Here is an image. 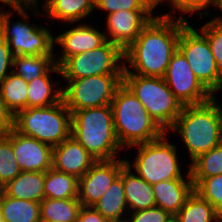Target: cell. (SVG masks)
I'll use <instances>...</instances> for the list:
<instances>
[{"mask_svg": "<svg viewBox=\"0 0 222 222\" xmlns=\"http://www.w3.org/2000/svg\"><path fill=\"white\" fill-rule=\"evenodd\" d=\"M187 23V19L179 16H154L124 51V60L129 65L124 61L123 73L163 78L173 54L178 50L181 29Z\"/></svg>", "mask_w": 222, "mask_h": 222, "instance_id": "obj_1", "label": "cell"}, {"mask_svg": "<svg viewBox=\"0 0 222 222\" xmlns=\"http://www.w3.org/2000/svg\"><path fill=\"white\" fill-rule=\"evenodd\" d=\"M179 133L192 162L222 143V107L216 96L198 105H185L168 130Z\"/></svg>", "mask_w": 222, "mask_h": 222, "instance_id": "obj_2", "label": "cell"}, {"mask_svg": "<svg viewBox=\"0 0 222 222\" xmlns=\"http://www.w3.org/2000/svg\"><path fill=\"white\" fill-rule=\"evenodd\" d=\"M111 107L114 130L124 150L167 134L123 83L116 89Z\"/></svg>", "mask_w": 222, "mask_h": 222, "instance_id": "obj_3", "label": "cell"}, {"mask_svg": "<svg viewBox=\"0 0 222 222\" xmlns=\"http://www.w3.org/2000/svg\"><path fill=\"white\" fill-rule=\"evenodd\" d=\"M71 136L97 161L121 158L111 105L85 108L71 114Z\"/></svg>", "mask_w": 222, "mask_h": 222, "instance_id": "obj_4", "label": "cell"}, {"mask_svg": "<svg viewBox=\"0 0 222 222\" xmlns=\"http://www.w3.org/2000/svg\"><path fill=\"white\" fill-rule=\"evenodd\" d=\"M28 10H33V13L37 16L40 14L39 10H34L27 6L12 10V12L1 11L0 35L7 41L10 51L14 56L55 55L53 33L47 27H43V25L38 26L28 23L30 21L28 19ZM15 13L23 19L21 21H14L15 23H13L10 17H13Z\"/></svg>", "mask_w": 222, "mask_h": 222, "instance_id": "obj_5", "label": "cell"}, {"mask_svg": "<svg viewBox=\"0 0 222 222\" xmlns=\"http://www.w3.org/2000/svg\"><path fill=\"white\" fill-rule=\"evenodd\" d=\"M13 128L54 147L71 135V111L63 99L49 107H31L18 111Z\"/></svg>", "mask_w": 222, "mask_h": 222, "instance_id": "obj_6", "label": "cell"}, {"mask_svg": "<svg viewBox=\"0 0 222 222\" xmlns=\"http://www.w3.org/2000/svg\"><path fill=\"white\" fill-rule=\"evenodd\" d=\"M166 135L168 136V133L157 140L129 147H137V154L134 162L125 159L127 166L133 167L134 172L151 185L170 179L191 178L189 169L186 177L182 174L177 157L178 148L169 142Z\"/></svg>", "mask_w": 222, "mask_h": 222, "instance_id": "obj_7", "label": "cell"}, {"mask_svg": "<svg viewBox=\"0 0 222 222\" xmlns=\"http://www.w3.org/2000/svg\"><path fill=\"white\" fill-rule=\"evenodd\" d=\"M122 83L134 94L146 111L167 132L180 115L183 105L160 77L123 73Z\"/></svg>", "mask_w": 222, "mask_h": 222, "instance_id": "obj_8", "label": "cell"}, {"mask_svg": "<svg viewBox=\"0 0 222 222\" xmlns=\"http://www.w3.org/2000/svg\"><path fill=\"white\" fill-rule=\"evenodd\" d=\"M123 74H103L79 79H65L62 99L71 111L111 105Z\"/></svg>", "mask_w": 222, "mask_h": 222, "instance_id": "obj_9", "label": "cell"}, {"mask_svg": "<svg viewBox=\"0 0 222 222\" xmlns=\"http://www.w3.org/2000/svg\"><path fill=\"white\" fill-rule=\"evenodd\" d=\"M189 23L181 29L178 50L187 60L199 82L215 96L220 92L218 64L207 38Z\"/></svg>", "mask_w": 222, "mask_h": 222, "instance_id": "obj_10", "label": "cell"}, {"mask_svg": "<svg viewBox=\"0 0 222 222\" xmlns=\"http://www.w3.org/2000/svg\"><path fill=\"white\" fill-rule=\"evenodd\" d=\"M124 61V51L118 45L106 41L99 48L68 57L60 65V71L64 79L123 74Z\"/></svg>", "mask_w": 222, "mask_h": 222, "instance_id": "obj_11", "label": "cell"}, {"mask_svg": "<svg viewBox=\"0 0 222 222\" xmlns=\"http://www.w3.org/2000/svg\"><path fill=\"white\" fill-rule=\"evenodd\" d=\"M163 79L183 106L202 104L214 97L199 82L179 50L173 54Z\"/></svg>", "mask_w": 222, "mask_h": 222, "instance_id": "obj_12", "label": "cell"}, {"mask_svg": "<svg viewBox=\"0 0 222 222\" xmlns=\"http://www.w3.org/2000/svg\"><path fill=\"white\" fill-rule=\"evenodd\" d=\"M125 159L98 160L78 180V200L82 206L92 207L120 175Z\"/></svg>", "mask_w": 222, "mask_h": 222, "instance_id": "obj_13", "label": "cell"}, {"mask_svg": "<svg viewBox=\"0 0 222 222\" xmlns=\"http://www.w3.org/2000/svg\"><path fill=\"white\" fill-rule=\"evenodd\" d=\"M153 10H120L106 16L107 41L125 51L154 17Z\"/></svg>", "mask_w": 222, "mask_h": 222, "instance_id": "obj_14", "label": "cell"}, {"mask_svg": "<svg viewBox=\"0 0 222 222\" xmlns=\"http://www.w3.org/2000/svg\"><path fill=\"white\" fill-rule=\"evenodd\" d=\"M13 153L22 172H46L52 168V149L47 143L11 129Z\"/></svg>", "mask_w": 222, "mask_h": 222, "instance_id": "obj_15", "label": "cell"}, {"mask_svg": "<svg viewBox=\"0 0 222 222\" xmlns=\"http://www.w3.org/2000/svg\"><path fill=\"white\" fill-rule=\"evenodd\" d=\"M77 24L79 25H73L70 30L67 29L54 37V43L60 45L62 50L54 55L59 56L55 57V64L58 66L68 57L99 48L107 41L105 33L100 32L96 27L90 24Z\"/></svg>", "mask_w": 222, "mask_h": 222, "instance_id": "obj_16", "label": "cell"}, {"mask_svg": "<svg viewBox=\"0 0 222 222\" xmlns=\"http://www.w3.org/2000/svg\"><path fill=\"white\" fill-rule=\"evenodd\" d=\"M97 160L71 135L52 149V168L80 179Z\"/></svg>", "mask_w": 222, "mask_h": 222, "instance_id": "obj_17", "label": "cell"}, {"mask_svg": "<svg viewBox=\"0 0 222 222\" xmlns=\"http://www.w3.org/2000/svg\"><path fill=\"white\" fill-rule=\"evenodd\" d=\"M156 206L170 214H177L193 192L191 178L170 179L152 185Z\"/></svg>", "mask_w": 222, "mask_h": 222, "instance_id": "obj_18", "label": "cell"}, {"mask_svg": "<svg viewBox=\"0 0 222 222\" xmlns=\"http://www.w3.org/2000/svg\"><path fill=\"white\" fill-rule=\"evenodd\" d=\"M128 212H136L156 206L152 185L138 176L127 164L121 169Z\"/></svg>", "mask_w": 222, "mask_h": 222, "instance_id": "obj_19", "label": "cell"}, {"mask_svg": "<svg viewBox=\"0 0 222 222\" xmlns=\"http://www.w3.org/2000/svg\"><path fill=\"white\" fill-rule=\"evenodd\" d=\"M45 172H21L1 190L9 197L41 202L44 194Z\"/></svg>", "mask_w": 222, "mask_h": 222, "instance_id": "obj_20", "label": "cell"}, {"mask_svg": "<svg viewBox=\"0 0 222 222\" xmlns=\"http://www.w3.org/2000/svg\"><path fill=\"white\" fill-rule=\"evenodd\" d=\"M51 73L61 76L60 66L55 64L44 76L28 83L27 108L49 107L62 100L63 88L54 86L58 81H52L53 78L49 76Z\"/></svg>", "mask_w": 222, "mask_h": 222, "instance_id": "obj_21", "label": "cell"}, {"mask_svg": "<svg viewBox=\"0 0 222 222\" xmlns=\"http://www.w3.org/2000/svg\"><path fill=\"white\" fill-rule=\"evenodd\" d=\"M109 222H124L128 214L123 179L118 176L92 206Z\"/></svg>", "mask_w": 222, "mask_h": 222, "instance_id": "obj_22", "label": "cell"}, {"mask_svg": "<svg viewBox=\"0 0 222 222\" xmlns=\"http://www.w3.org/2000/svg\"><path fill=\"white\" fill-rule=\"evenodd\" d=\"M93 11V0H53L45 8L44 16L71 24L84 20Z\"/></svg>", "mask_w": 222, "mask_h": 222, "instance_id": "obj_23", "label": "cell"}, {"mask_svg": "<svg viewBox=\"0 0 222 222\" xmlns=\"http://www.w3.org/2000/svg\"><path fill=\"white\" fill-rule=\"evenodd\" d=\"M0 209L4 222H41L40 203L14 199L0 192Z\"/></svg>", "mask_w": 222, "mask_h": 222, "instance_id": "obj_24", "label": "cell"}, {"mask_svg": "<svg viewBox=\"0 0 222 222\" xmlns=\"http://www.w3.org/2000/svg\"><path fill=\"white\" fill-rule=\"evenodd\" d=\"M81 207L78 198H44L40 202V219L41 222H77Z\"/></svg>", "mask_w": 222, "mask_h": 222, "instance_id": "obj_25", "label": "cell"}, {"mask_svg": "<svg viewBox=\"0 0 222 222\" xmlns=\"http://www.w3.org/2000/svg\"><path fill=\"white\" fill-rule=\"evenodd\" d=\"M78 180L75 176L50 168L45 172V198L72 199L78 198Z\"/></svg>", "mask_w": 222, "mask_h": 222, "instance_id": "obj_26", "label": "cell"}, {"mask_svg": "<svg viewBox=\"0 0 222 222\" xmlns=\"http://www.w3.org/2000/svg\"><path fill=\"white\" fill-rule=\"evenodd\" d=\"M176 216L179 222H219L221 218L215 208L194 190Z\"/></svg>", "mask_w": 222, "mask_h": 222, "instance_id": "obj_27", "label": "cell"}, {"mask_svg": "<svg viewBox=\"0 0 222 222\" xmlns=\"http://www.w3.org/2000/svg\"><path fill=\"white\" fill-rule=\"evenodd\" d=\"M27 96L28 83L14 72L8 74L0 83V97L13 116L27 108Z\"/></svg>", "mask_w": 222, "mask_h": 222, "instance_id": "obj_28", "label": "cell"}, {"mask_svg": "<svg viewBox=\"0 0 222 222\" xmlns=\"http://www.w3.org/2000/svg\"><path fill=\"white\" fill-rule=\"evenodd\" d=\"M55 65L54 55L13 56L12 72L29 83L44 76Z\"/></svg>", "mask_w": 222, "mask_h": 222, "instance_id": "obj_29", "label": "cell"}, {"mask_svg": "<svg viewBox=\"0 0 222 222\" xmlns=\"http://www.w3.org/2000/svg\"><path fill=\"white\" fill-rule=\"evenodd\" d=\"M188 168L191 179H204L222 174V143L199 155Z\"/></svg>", "mask_w": 222, "mask_h": 222, "instance_id": "obj_30", "label": "cell"}, {"mask_svg": "<svg viewBox=\"0 0 222 222\" xmlns=\"http://www.w3.org/2000/svg\"><path fill=\"white\" fill-rule=\"evenodd\" d=\"M11 143V130L0 135V188L21 173Z\"/></svg>", "mask_w": 222, "mask_h": 222, "instance_id": "obj_31", "label": "cell"}, {"mask_svg": "<svg viewBox=\"0 0 222 222\" xmlns=\"http://www.w3.org/2000/svg\"><path fill=\"white\" fill-rule=\"evenodd\" d=\"M196 191L222 217V174L204 179H191Z\"/></svg>", "mask_w": 222, "mask_h": 222, "instance_id": "obj_32", "label": "cell"}, {"mask_svg": "<svg viewBox=\"0 0 222 222\" xmlns=\"http://www.w3.org/2000/svg\"><path fill=\"white\" fill-rule=\"evenodd\" d=\"M168 3L171 6V10L167 13H164L162 17H174L173 14L177 10L181 12V18H185V14L199 13V16L204 18V16H210L212 13H209L206 9L211 7L212 0H158V6L162 3ZM202 10V11H201ZM205 10V11H204ZM201 11V13L199 12Z\"/></svg>", "mask_w": 222, "mask_h": 222, "instance_id": "obj_33", "label": "cell"}, {"mask_svg": "<svg viewBox=\"0 0 222 222\" xmlns=\"http://www.w3.org/2000/svg\"><path fill=\"white\" fill-rule=\"evenodd\" d=\"M94 10H102L111 14L120 10H153L146 0H96Z\"/></svg>", "mask_w": 222, "mask_h": 222, "instance_id": "obj_34", "label": "cell"}, {"mask_svg": "<svg viewBox=\"0 0 222 222\" xmlns=\"http://www.w3.org/2000/svg\"><path fill=\"white\" fill-rule=\"evenodd\" d=\"M198 30L207 38L210 50L219 65L222 62V24L210 20Z\"/></svg>", "mask_w": 222, "mask_h": 222, "instance_id": "obj_35", "label": "cell"}, {"mask_svg": "<svg viewBox=\"0 0 222 222\" xmlns=\"http://www.w3.org/2000/svg\"><path fill=\"white\" fill-rule=\"evenodd\" d=\"M129 213L130 215L127 214L128 217L125 218L124 222H165L170 215L169 212L157 206Z\"/></svg>", "mask_w": 222, "mask_h": 222, "instance_id": "obj_36", "label": "cell"}, {"mask_svg": "<svg viewBox=\"0 0 222 222\" xmlns=\"http://www.w3.org/2000/svg\"><path fill=\"white\" fill-rule=\"evenodd\" d=\"M13 56L7 41L0 35V83L12 72Z\"/></svg>", "mask_w": 222, "mask_h": 222, "instance_id": "obj_37", "label": "cell"}, {"mask_svg": "<svg viewBox=\"0 0 222 222\" xmlns=\"http://www.w3.org/2000/svg\"><path fill=\"white\" fill-rule=\"evenodd\" d=\"M77 222H109L93 207L82 206Z\"/></svg>", "mask_w": 222, "mask_h": 222, "instance_id": "obj_38", "label": "cell"}, {"mask_svg": "<svg viewBox=\"0 0 222 222\" xmlns=\"http://www.w3.org/2000/svg\"><path fill=\"white\" fill-rule=\"evenodd\" d=\"M13 117L0 97V135H5L13 128Z\"/></svg>", "mask_w": 222, "mask_h": 222, "instance_id": "obj_39", "label": "cell"}, {"mask_svg": "<svg viewBox=\"0 0 222 222\" xmlns=\"http://www.w3.org/2000/svg\"><path fill=\"white\" fill-rule=\"evenodd\" d=\"M53 0H44V3L42 2L43 8L45 9ZM24 2V6H27L31 9L34 10H39L40 8L38 6H40L38 3H40V1L38 0H23Z\"/></svg>", "mask_w": 222, "mask_h": 222, "instance_id": "obj_40", "label": "cell"}, {"mask_svg": "<svg viewBox=\"0 0 222 222\" xmlns=\"http://www.w3.org/2000/svg\"><path fill=\"white\" fill-rule=\"evenodd\" d=\"M0 3L4 5H9L10 8L12 7V10L19 9L24 6L23 0H0Z\"/></svg>", "mask_w": 222, "mask_h": 222, "instance_id": "obj_41", "label": "cell"}, {"mask_svg": "<svg viewBox=\"0 0 222 222\" xmlns=\"http://www.w3.org/2000/svg\"><path fill=\"white\" fill-rule=\"evenodd\" d=\"M211 5L215 6V8H219L220 11H222V0H212ZM213 16V17H212ZM212 21L222 24V17L221 16H215L214 14L211 15Z\"/></svg>", "mask_w": 222, "mask_h": 222, "instance_id": "obj_42", "label": "cell"}, {"mask_svg": "<svg viewBox=\"0 0 222 222\" xmlns=\"http://www.w3.org/2000/svg\"><path fill=\"white\" fill-rule=\"evenodd\" d=\"M165 222H179L176 214H170Z\"/></svg>", "mask_w": 222, "mask_h": 222, "instance_id": "obj_43", "label": "cell"}, {"mask_svg": "<svg viewBox=\"0 0 222 222\" xmlns=\"http://www.w3.org/2000/svg\"><path fill=\"white\" fill-rule=\"evenodd\" d=\"M219 78H220V91H222V62L218 65Z\"/></svg>", "mask_w": 222, "mask_h": 222, "instance_id": "obj_44", "label": "cell"}, {"mask_svg": "<svg viewBox=\"0 0 222 222\" xmlns=\"http://www.w3.org/2000/svg\"><path fill=\"white\" fill-rule=\"evenodd\" d=\"M153 8V11L158 6V0H146Z\"/></svg>", "mask_w": 222, "mask_h": 222, "instance_id": "obj_45", "label": "cell"}, {"mask_svg": "<svg viewBox=\"0 0 222 222\" xmlns=\"http://www.w3.org/2000/svg\"><path fill=\"white\" fill-rule=\"evenodd\" d=\"M0 222H4V218H3V215H2L1 209H0Z\"/></svg>", "mask_w": 222, "mask_h": 222, "instance_id": "obj_46", "label": "cell"}]
</instances>
